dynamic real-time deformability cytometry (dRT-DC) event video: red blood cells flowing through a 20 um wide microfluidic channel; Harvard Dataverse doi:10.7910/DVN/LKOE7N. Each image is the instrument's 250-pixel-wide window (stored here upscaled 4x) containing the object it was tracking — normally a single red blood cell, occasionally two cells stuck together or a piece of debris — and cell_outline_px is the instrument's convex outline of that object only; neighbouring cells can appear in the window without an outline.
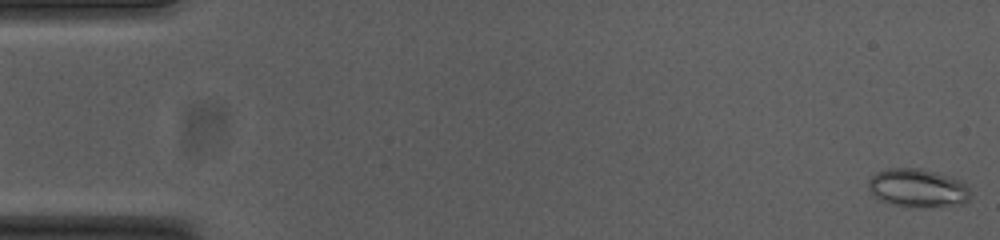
{"species": "common noctule bat (a hibernating species)", "species_latin": "Nyctalus noctula", "temperature_condition": "cold", "stored_images_in_passage": 54, "camera_frame_rate_fps": 3000, "um_per_image_px": 0.085, "animal": {"sex": "female", "body_mass_g": 23.0, "forearm_length_mm": 53.4}, "frame": {"image": 1, "passage_image": 1, "time_ms": 0.0, "image_size_px": [1000, 240], "cell_outline_px": [[968, 200], [964, 204], [924, 208], [904, 208], [880, 200], [868, 188], [868, 180], [876, 172], [888, 168], [920, 168], [936, 172], [964, 180], [968, 188]], "centroid_in_image_um": [78.01, 16.0], "position_along_channel_um": 7.0, "area_um2": 23.29}}
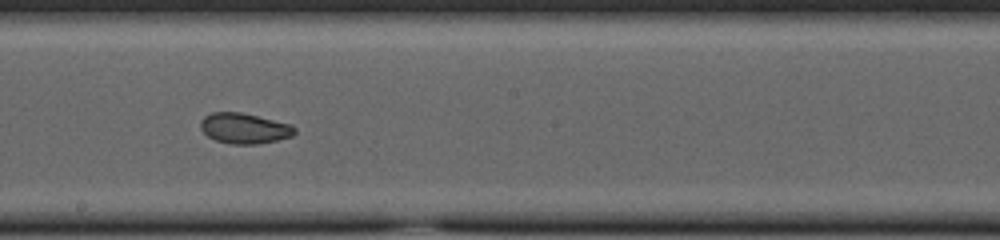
{"frame": {"image": 2, "passage_image": 30, "time_ms": 9.667, "image_size_px": [1000, 240], "cell_outline_px": [[296, 132], [292, 136], [276, 140], [256, 144], [232, 144], [216, 140], [208, 136], [200, 128], [200, 120], [204, 116], [212, 112], [240, 112], [292, 124], [296, 128]], "centroid_in_image_um": [20.77, 10.9], "position_along_channel_um": 227.4, "area_um2": 16.7}}
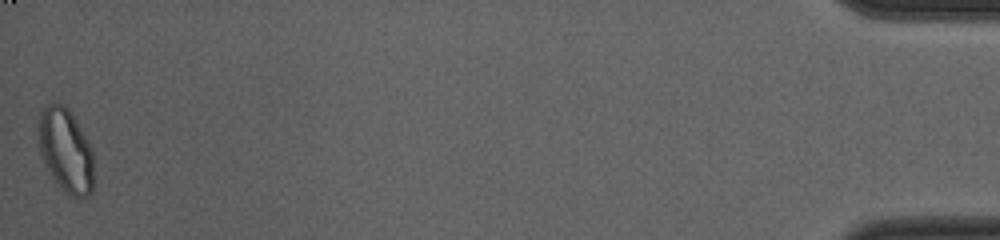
{"frame": {"image": 3, "passage_image": 54, "time_ms": 17.667, "image_size_px": [1000, 240], "cell_outline_px": [[92, 192], [88, 196], [72, 196], [64, 192], [52, 176], [40, 152], [40, 108], [56, 100], [64, 104], [68, 108], [84, 136], [92, 152]], "centroid_in_image_um": [5.58, 12.75], "position_along_channel_um": 429.6, "area_um2": 26.24}, "authors_computed_cell_mechanics": {"area_um2": 18.8139, "velocity_mm_per_s": 3.7621, "shape_relaxation_time_tau1_ms": 3.4621, "shape_relaxation_time_tau2_ms": 1.0149, "deformation_change_tau1": 0.1153, "deformation_change_tau2": 0.0506}}